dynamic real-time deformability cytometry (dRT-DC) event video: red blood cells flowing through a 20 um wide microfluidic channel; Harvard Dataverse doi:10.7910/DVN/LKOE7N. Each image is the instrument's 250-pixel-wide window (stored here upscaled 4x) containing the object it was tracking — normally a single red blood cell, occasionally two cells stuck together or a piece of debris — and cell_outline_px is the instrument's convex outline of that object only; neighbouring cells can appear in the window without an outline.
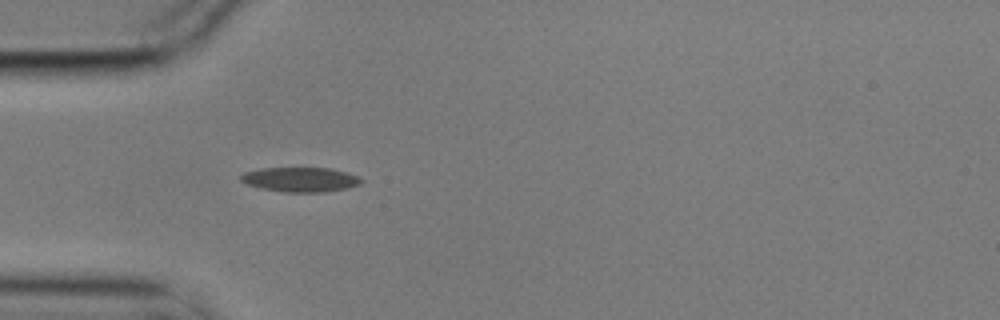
{"species": "common noctule bat (a hibernating species)", "species_latin": "Nyctalus noctula", "temperature_condition": "cold", "stored_images_in_passage": 4, "camera_frame_rate_fps": 3000, "um_per_image_px": 0.085, "animal": {"sex": "male", "body_mass_g": 17.9}, "frame": {"image": 1, "passage_image": 4, "time_ms": 1.0, "image_size_px": [1000, 320], "cell_outline_px": [[364, 180], [360, 184], [348, 188], [324, 192], [284, 192], [260, 188], [248, 184], [240, 180], [240, 176], [244, 172], [260, 168], [332, 168], [360, 176]], "centroid_in_image_um": [25.57, 15.26], "position_along_channel_um": 59.4, "area_um2": 17.4}}